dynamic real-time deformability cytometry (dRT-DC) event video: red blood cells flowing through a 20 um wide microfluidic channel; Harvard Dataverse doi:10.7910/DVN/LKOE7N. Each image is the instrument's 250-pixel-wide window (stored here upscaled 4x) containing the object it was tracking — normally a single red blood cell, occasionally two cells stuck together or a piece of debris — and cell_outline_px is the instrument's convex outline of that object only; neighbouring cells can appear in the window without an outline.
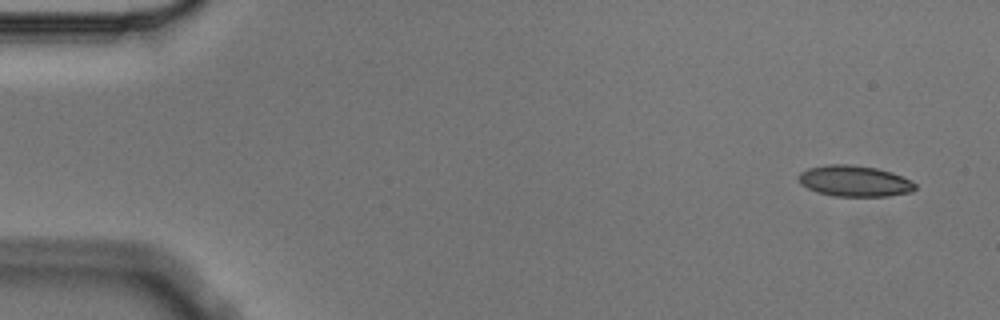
{"species": "Egyptian fruit bat (a non-hibernating species)", "species_latin": "Rousettus aegyptiacus", "temperature_condition": "cold", "stored_images_in_passage": 3, "camera_frame_rate_fps": 3000, "um_per_image_px": 0.085, "animal": {"sex": "male"}, "frame": {"image": 1, "passage_image": 1, "time_ms": 0.0, "image_size_px": [1000, 320], "cell_outline_px": [[916, 188], [912, 192], [888, 196], [832, 196], [816, 192], [800, 184], [796, 180], [796, 176], [800, 172], [808, 168], [828, 164], [848, 164], [876, 168], [892, 172], [916, 184]], "centroid_in_image_um": [72.57, 15.39], "position_along_channel_um": 12.4, "area_um2": 21.21}}